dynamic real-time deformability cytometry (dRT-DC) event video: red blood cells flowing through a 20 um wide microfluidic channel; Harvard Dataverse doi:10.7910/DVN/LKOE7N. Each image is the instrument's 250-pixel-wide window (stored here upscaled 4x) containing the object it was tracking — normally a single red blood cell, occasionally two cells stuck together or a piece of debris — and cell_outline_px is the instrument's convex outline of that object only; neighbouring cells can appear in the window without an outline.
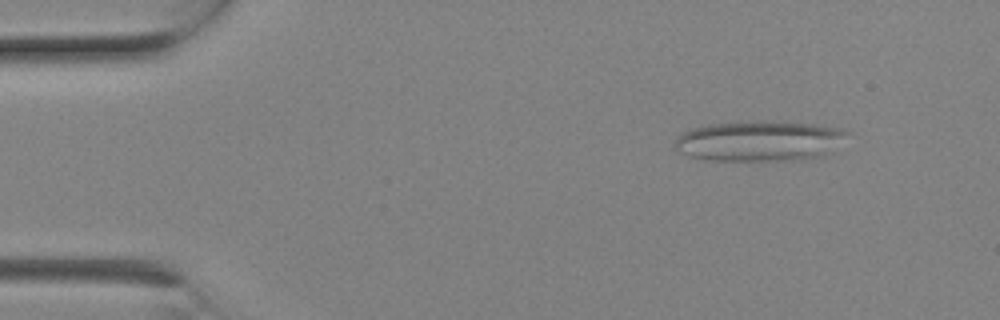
{"species": "Egyptian fruit bat (a non-hibernating species)", "species_latin": "Rousettus aegyptiacus", "temperature_condition": "room temperature", "stored_images_in_passage": 9, "camera_frame_rate_fps": 3000, "um_per_image_px": 0.085, "animal": {"sex": "female"}, "frame": {"image": 1, "passage_image": 2, "time_ms": 0.333, "image_size_px": [1000, 320], "cell_outline_px": [[852, 132], [824, 156], [800, 160], [704, 160], [680, 152], [672, 148], [676, 136], [680, 132], [692, 128], [708, 124], [736, 120], [768, 120], [812, 124], [840, 128]], "centroid_in_image_um": [64.5, 11.96], "position_along_channel_um": 20.5, "area_um2": 41.44}}
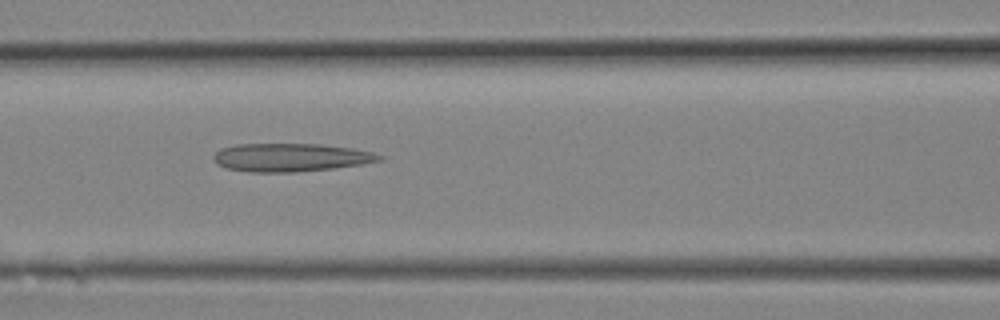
{"frame": {"image": 2, "passage_image": 8, "time_ms": 2.333, "image_size_px": [1000, 320], "cell_outline_px": [[384, 160], [364, 164], [336, 168], [296, 172], [252, 172], [224, 168], [216, 164], [212, 160], [212, 156], [220, 148], [236, 144], [320, 144], [352, 148], [372, 152], [384, 156]], "centroid_in_image_um": [24.7, 13.39], "position_along_channel_um": 141.9, "area_um2": 27.63}}
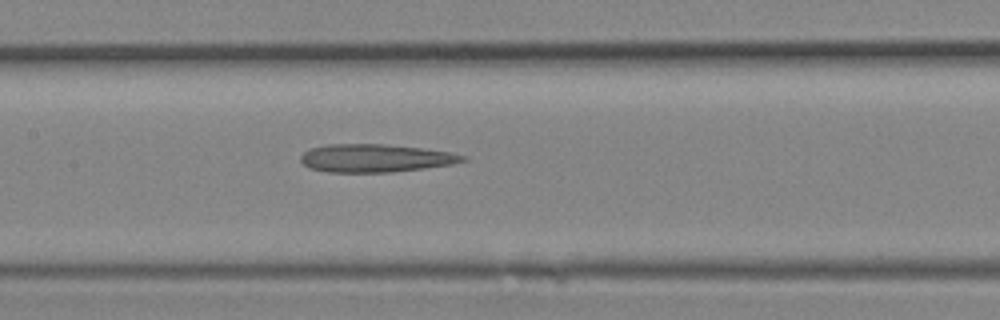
{"frame": {"image": 3, "passage_image": 9, "time_ms": 2.667, "image_size_px": [1000, 320], "cell_outline_px": [[468, 160], [452, 164], [424, 168], [392, 172], [328, 172], [308, 168], [300, 160], [300, 156], [304, 152], [312, 148], [328, 144], [384, 144], [420, 148], [452, 152], [468, 156]], "centroid_in_image_um": [31.93, 13.44], "position_along_channel_um": 175.5, "area_um2": 26.47}}